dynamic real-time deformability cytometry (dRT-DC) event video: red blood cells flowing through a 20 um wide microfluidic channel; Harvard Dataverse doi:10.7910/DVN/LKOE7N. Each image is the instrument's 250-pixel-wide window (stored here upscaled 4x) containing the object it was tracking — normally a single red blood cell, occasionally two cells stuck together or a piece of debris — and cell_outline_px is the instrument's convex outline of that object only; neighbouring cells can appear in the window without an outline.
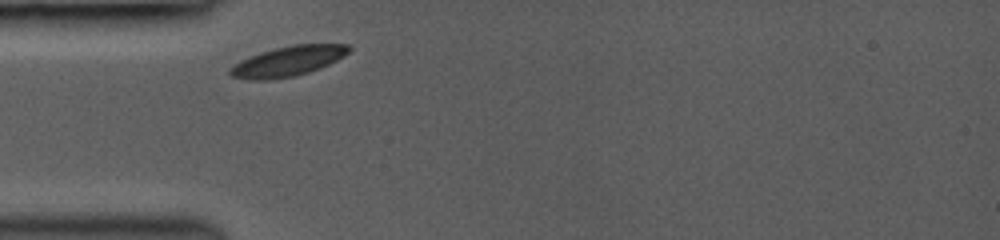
{"species": "common noctule bat (a hibernating species)", "species_latin": "Nyctalus noctula", "temperature_condition": "room temperature", "stored_images_in_passage": 2, "camera_frame_rate_fps": 3000, "um_per_image_px": 0.085, "animal": {"sex": "female", "body_mass_g": 19.0, "forearm_length_mm": 53.3}, "frame": {"image": 1, "passage_image": 1, "time_ms": 0.0, "image_size_px": [1000, 240], "cell_outline_px": [[352, 48], [344, 56], [320, 68], [296, 76], [268, 80], [248, 80], [232, 76], [228, 72], [228, 68], [240, 60], [260, 52], [276, 48], [296, 44], [348, 44]], "centroid_in_image_um": [24.45, 5.21], "position_along_channel_um": 60.6, "area_um2": 20.81}}
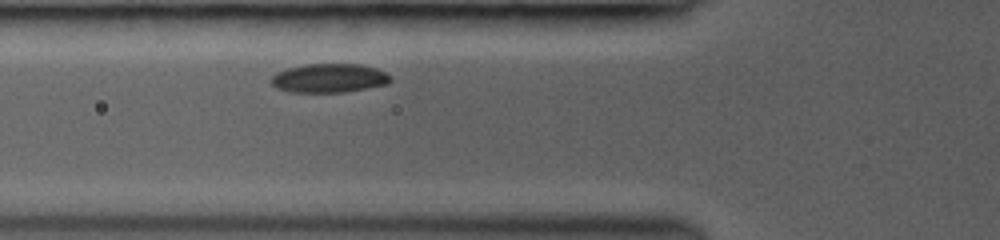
{"frame": {"image": 2, "passage_image": 2, "time_ms": 1.0, "image_size_px": [1000, 240], "cell_outline_px": [[392, 80], [388, 84], [344, 92], [288, 92], [276, 88], [272, 84], [272, 76], [276, 72], [288, 68], [308, 64], [360, 64], [376, 68], [392, 76]], "centroid_in_image_um": [27.99, 6.64], "position_along_channel_um": 97.8, "area_um2": 20.11}}